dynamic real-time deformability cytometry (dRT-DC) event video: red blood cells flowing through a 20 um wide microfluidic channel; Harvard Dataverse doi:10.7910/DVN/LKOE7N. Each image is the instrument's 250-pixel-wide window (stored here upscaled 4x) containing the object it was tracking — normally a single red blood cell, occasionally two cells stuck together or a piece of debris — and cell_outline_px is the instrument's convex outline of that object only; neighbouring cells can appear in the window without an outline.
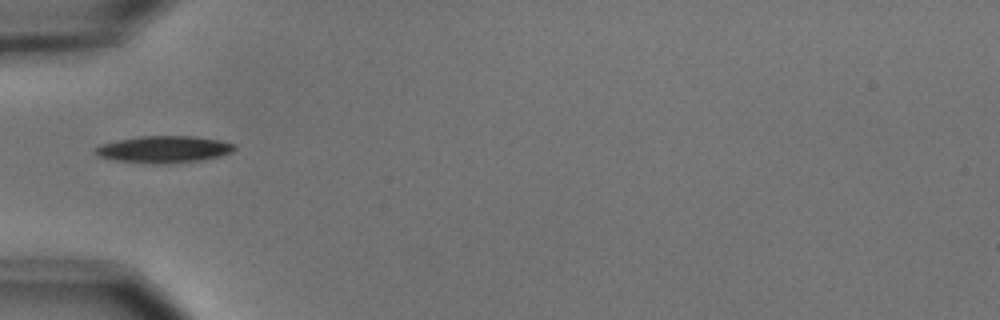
{"species": "common noctule bat (a hibernating species)", "species_latin": "Nyctalus noctula", "temperature_condition": "cold", "stored_images_in_passage": 7, "camera_frame_rate_fps": 3000, "um_per_image_px": 0.085, "animal": {"sex": "male", "body_mass_g": 15.6}, "frame": {"image": 1, "passage_image": 1, "time_ms": 0.0, "image_size_px": [1000, 320], "cell_outline_px": [[236, 148], [232, 152], [220, 156], [200, 160], [168, 164], [156, 164], [116, 160], [100, 156], [92, 152], [92, 148], [100, 144], [116, 140], [140, 136], [196, 136], [220, 140], [236, 144]], "centroid_in_image_um": [13.92, 12.69], "position_along_channel_um": 71.1, "area_um2": 22.02}}